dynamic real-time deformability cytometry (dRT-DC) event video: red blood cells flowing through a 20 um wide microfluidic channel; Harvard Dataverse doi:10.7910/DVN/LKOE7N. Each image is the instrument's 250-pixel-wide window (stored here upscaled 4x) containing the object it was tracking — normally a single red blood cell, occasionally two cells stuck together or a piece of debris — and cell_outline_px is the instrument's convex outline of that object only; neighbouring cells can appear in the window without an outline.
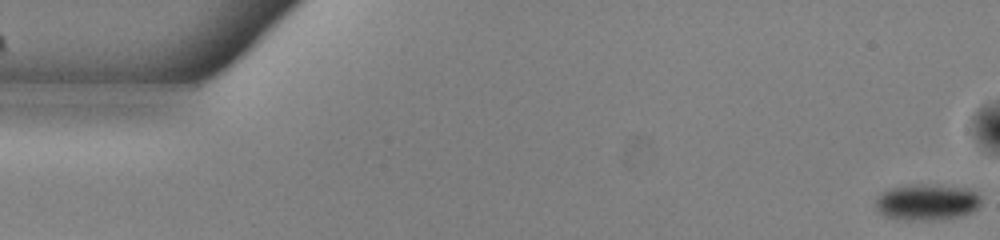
{"species": "common noctule bat (a hibernating species)", "species_latin": "Nyctalus noctula", "temperature_condition": "warm", "stored_images_in_passage": 54, "camera_frame_rate_fps": 3000, "um_per_image_px": 0.085, "animal": {"sex": "male", "body_mass_g": 13.0, "forearm_length_mm": 53.1}, "frame": {"image": 1, "passage_image": 1, "time_ms": 0.0, "image_size_px": [1000, 240], "cell_outline_px": [[980, 204], [972, 212], [960, 216], [932, 220], [896, 220], [884, 216], [876, 208], [876, 196], [880, 192], [892, 188], [908, 184], [924, 184], [968, 188], [976, 192], [980, 196]], "centroid_in_image_um": [78.75, 17.18], "position_along_channel_um": 6.3, "area_um2": 22.48}}
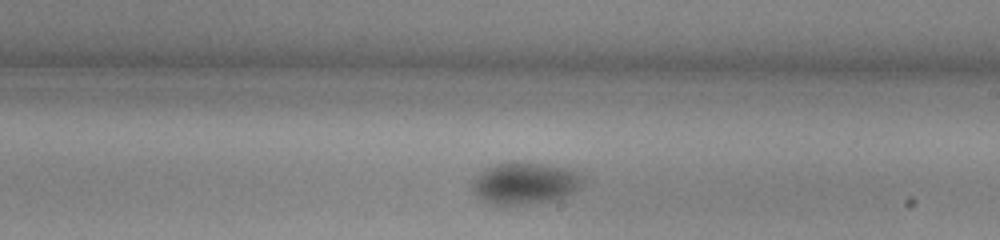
{"frame": {"image": 2, "passage_image": 31, "time_ms": 10.0, "image_size_px": [1000, 240], "cell_outline_px": [[584, 184], [580, 188], [560, 200], [524, 204], [488, 204], [472, 188], [472, 180], [484, 168], [496, 164], [512, 160], [520, 160], [544, 164], [564, 168], [576, 172], [584, 176]], "centroid_in_image_um": [44.65, 15.55], "position_along_channel_um": 244.3, "area_um2": 27.34}}
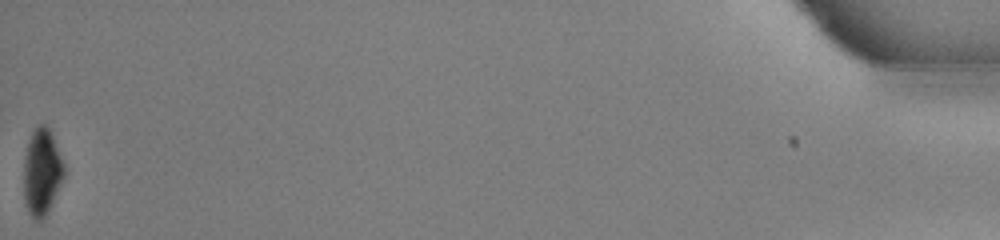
{"frame": {"image": 3, "passage_image": 54, "time_ms": 17.667, "image_size_px": [1000, 240], "cell_outline_px": [[64, 176], [48, 212], [40, 220], [36, 220], [28, 212], [24, 200], [24, 160], [28, 140], [32, 132], [40, 124], [44, 124], [48, 128], [52, 136], [64, 164]], "centroid_in_image_um": [3.54, 14.63], "position_along_channel_um": 431.7, "area_um2": 20.0}, "authors_computed_cell_mechanics": {"area_um2": 25.3742, "velocity_mm_per_s": 3.8408, "shape_relaxation_time_tau1_ms": 3.329, "shape_relaxation_time_tau2_ms": null, "deformation_change_tau1": 0.0786, "deformation_change_tau2": null}}